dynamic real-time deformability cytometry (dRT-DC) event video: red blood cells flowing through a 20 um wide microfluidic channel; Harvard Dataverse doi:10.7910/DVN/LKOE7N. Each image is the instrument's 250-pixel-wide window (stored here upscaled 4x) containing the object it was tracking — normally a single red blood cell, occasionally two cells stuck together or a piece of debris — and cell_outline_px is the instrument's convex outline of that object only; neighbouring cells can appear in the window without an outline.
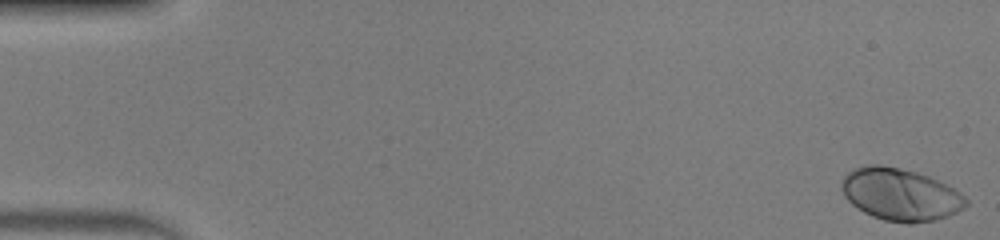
{"species": "human", "species_latin": "Homo sapiens", "temperature_condition": "warm", "stored_images_in_passage": 50, "camera_frame_rate_fps": 3000, "um_per_image_px": 0.085, "donor": {"sex": "male"}, "frame": {"image": 1, "passage_image": 1, "time_ms": 0.0, "image_size_px": [1000, 240], "cell_outline_px": [[968, 204], [964, 208], [948, 216], [936, 220], [912, 224], [908, 224], [884, 220], [872, 216], [864, 212], [852, 204], [844, 196], [840, 188], [840, 184], [844, 176], [848, 172], [856, 168], [868, 164], [880, 164], [900, 168], [916, 172], [928, 176], [960, 192], [968, 200]], "centroid_in_image_um": [76.51, 16.54], "position_along_channel_um": 8.5, "area_um2": 37.97}}
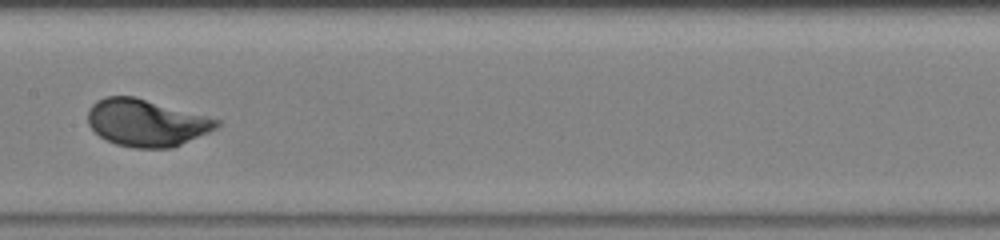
{"frame": {"image": 2, "passage_image": 26, "time_ms": 8.333, "image_size_px": [1000, 240], "cell_outline_px": [[220, 124], [216, 128], [208, 132], [172, 148], [136, 148], [116, 144], [100, 136], [88, 124], [88, 108], [96, 100], [104, 96], [136, 96], [220, 120]], "centroid_in_image_um": [12.41, 10.42], "position_along_channel_um": 195.0, "area_um2": 35.2}}
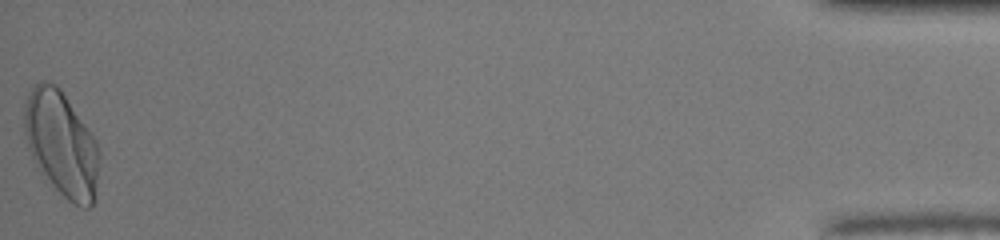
{"frame": {"image": 3, "passage_image": 50, "time_ms": 16.333, "image_size_px": [1000, 240], "cell_outline_px": [[100, 156], [96, 200], [88, 208], [80, 208], [72, 204], [56, 188], [32, 156], [28, 148], [24, 132], [24, 104], [32, 88], [40, 80], [44, 80], [56, 84], [60, 88], [92, 132], [96, 140], [100, 152]], "centroid_in_image_um": [5.27, 12.22], "position_along_channel_um": 429.9, "area_um2": 45.89}, "authors_computed_cell_mechanics": {"area_um2": 35.4892, "velocity_mm_per_s": 4.1294, "shape_relaxation_time_tau1_ms": 1.8233, "shape_relaxation_time_tau2_ms": null, "deformation_change_tau1": 0.1564, "deformation_change_tau2": null}}